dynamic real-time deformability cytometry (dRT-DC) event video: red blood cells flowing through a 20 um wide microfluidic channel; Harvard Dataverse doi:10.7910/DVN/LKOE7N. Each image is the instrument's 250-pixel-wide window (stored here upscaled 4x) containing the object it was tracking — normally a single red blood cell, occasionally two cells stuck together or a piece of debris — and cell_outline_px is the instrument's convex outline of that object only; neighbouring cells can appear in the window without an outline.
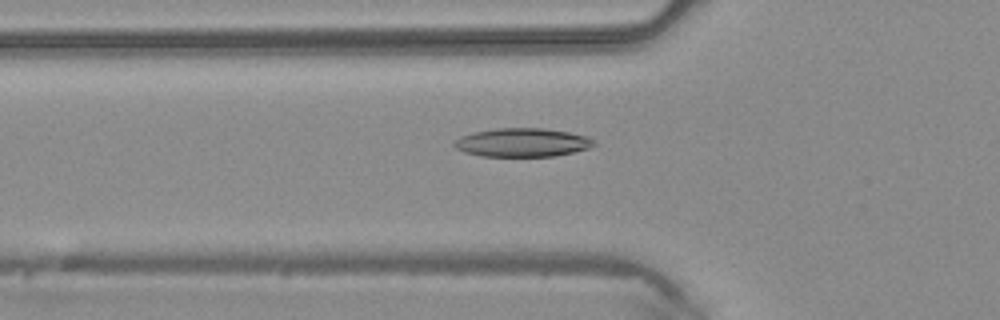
{"species": "common noctule bat (a hibernating species)", "species_latin": "Nyctalus noctula", "temperature_condition": "warm", "stored_images_in_passage": 39, "camera_frame_rate_fps": 3000, "um_per_image_px": 0.085, "animal": {"sex": "male", "body_mass_g": 20.4}, "frame": {"image": 1, "passage_image": 9, "time_ms": 2.667, "image_size_px": [1000, 320], "cell_outline_px": [[596, 144], [588, 148], [572, 152], [552, 156], [480, 156], [464, 152], [456, 148], [452, 144], [460, 136], [472, 132], [496, 128], [544, 128], [568, 132], [588, 136]], "centroid_in_image_um": [44.36, 12.1], "position_along_channel_um": 81.4, "area_um2": 23.24}}
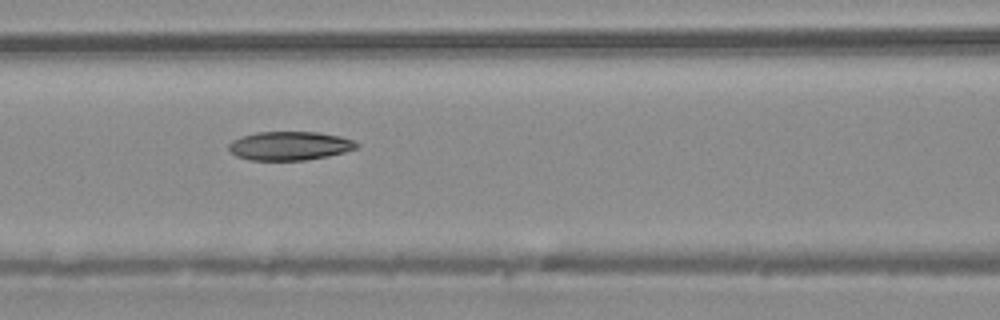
{"frame": {"image": 2, "passage_image": 13, "time_ms": 4.0, "image_size_px": [1000, 320], "cell_outline_px": [[360, 144], [356, 148], [344, 152], [328, 156], [304, 160], [248, 160], [236, 156], [228, 148], [228, 144], [232, 140], [256, 132], [316, 132], [340, 136], [352, 140]], "centroid_in_image_um": [24.61, 12.4], "position_along_channel_um": 142.0, "area_um2": 21.33}}
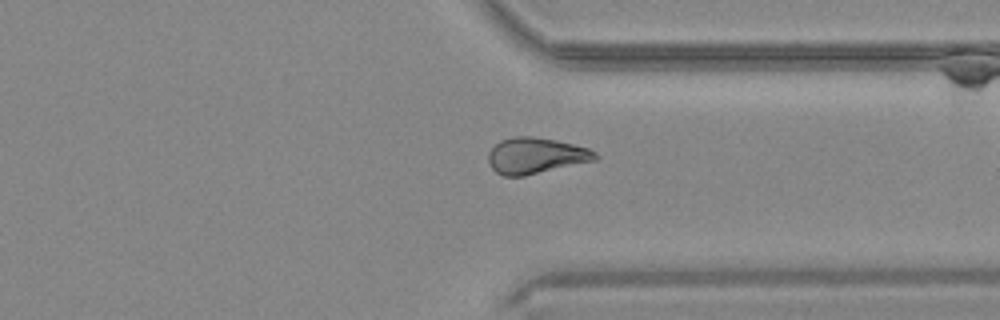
{"frame": {"image": 3, "passage_image": 28, "time_ms": 9.0, "image_size_px": [1000, 320], "cell_outline_px": [[600, 156], [596, 160], [524, 176], [504, 176], [496, 172], [492, 168], [488, 160], [488, 152], [500, 140], [512, 136], [532, 136], [556, 140], [588, 148], [596, 152]], "centroid_in_image_um": [45.54, 13.23], "position_along_channel_um": 365.9, "area_um2": 22.48}}